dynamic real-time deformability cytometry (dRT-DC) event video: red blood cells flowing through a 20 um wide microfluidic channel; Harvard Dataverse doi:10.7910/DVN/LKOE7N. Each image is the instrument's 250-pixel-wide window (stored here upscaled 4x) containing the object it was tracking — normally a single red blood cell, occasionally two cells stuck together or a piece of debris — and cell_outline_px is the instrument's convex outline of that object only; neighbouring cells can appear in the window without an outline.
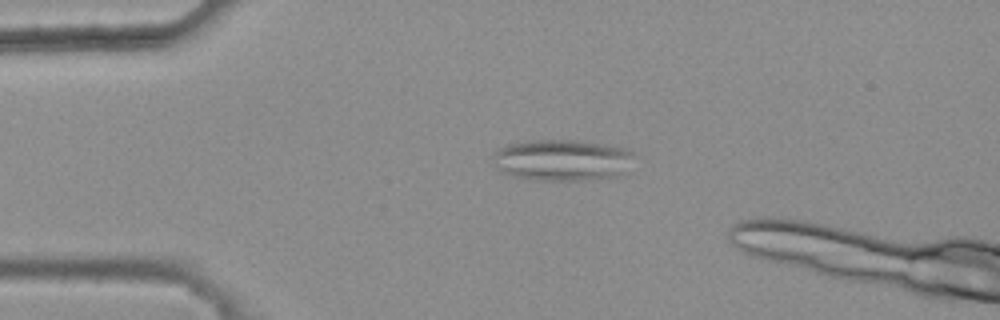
{"species": "common noctule bat (a hibernating species)", "species_latin": "Nyctalus noctula", "temperature_condition": "warm", "stored_images_in_passage": 15, "camera_frame_rate_fps": 3000, "um_per_image_px": 0.085, "animal": {"sex": "female", "body_mass_g": 25.1}, "frame": {"image": 1, "passage_image": 11, "time_ms": 3.333, "image_size_px": [1000, 320], "cell_outline_px": [[632, 152], [620, 172], [616, 176], [584, 180], [536, 180], [516, 176], [504, 172], [496, 164], [492, 156], [496, 148], [508, 144], [524, 140], [584, 140], [628, 148]], "centroid_in_image_um": [47.7, 13.57], "position_along_channel_um": 37.3, "area_um2": 33.52}}